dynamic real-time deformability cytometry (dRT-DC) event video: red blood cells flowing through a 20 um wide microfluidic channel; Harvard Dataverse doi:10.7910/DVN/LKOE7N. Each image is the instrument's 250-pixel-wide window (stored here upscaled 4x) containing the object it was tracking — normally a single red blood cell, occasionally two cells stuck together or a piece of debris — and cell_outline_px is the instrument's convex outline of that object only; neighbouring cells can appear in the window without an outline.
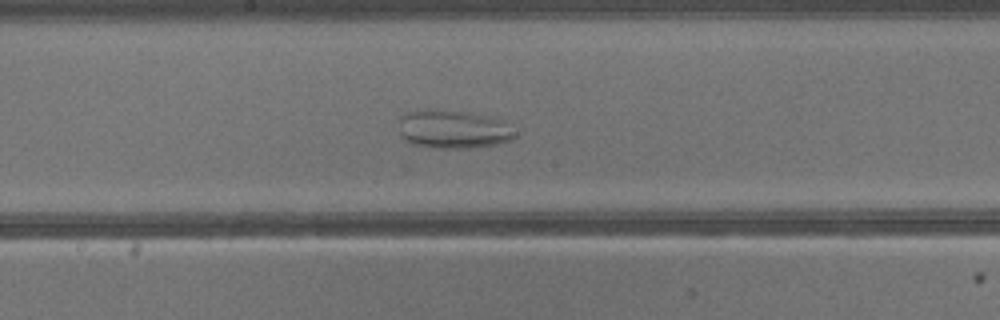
{"species": "common noctule bat (a hibernating species)", "species_latin": "Nyctalus noctula", "temperature_condition": "warm", "stored_images_in_passage": 31, "camera_frame_rate_fps": 3000, "um_per_image_px": 0.085, "animal": {"sex": "male", "body_mass_g": 13.3}, "frame": {"image": 1, "passage_image": 12, "time_ms": 3.667, "image_size_px": [1000, 320], "cell_outline_px": [[520, 132], [512, 140], [496, 144], [468, 148], [432, 148], [412, 144], [404, 140], [400, 136], [400, 116], [404, 112], [464, 112], [488, 116], [504, 120]], "centroid_in_image_um": [38.61, 11.03], "position_along_channel_um": 209.6, "area_um2": 25.78}}
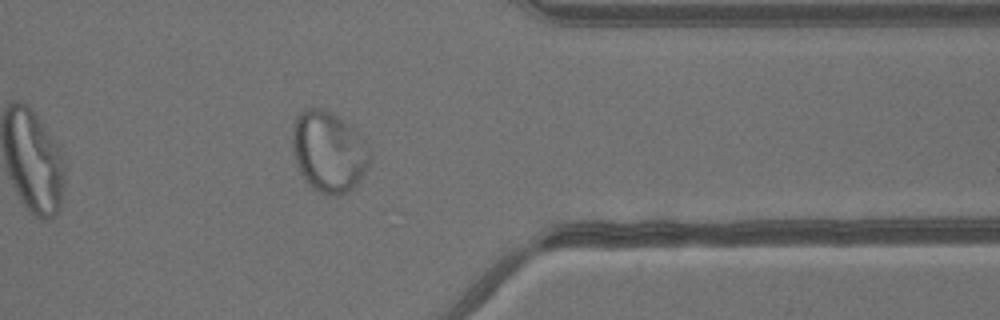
{"frame": {"image": 2, "passage_image": 23, "time_ms": 7.333, "image_size_px": [1000, 320], "cell_outline_px": [[372, 156], [368, 168], [356, 184], [352, 188], [336, 196], [328, 196], [312, 188], [304, 180], [300, 172], [292, 152], [292, 128], [296, 116], [304, 108], [320, 108], [344, 120], [356, 128]], "centroid_in_image_um": [27.92, 12.89], "position_along_channel_um": 383.5, "area_um2": 36.7}}
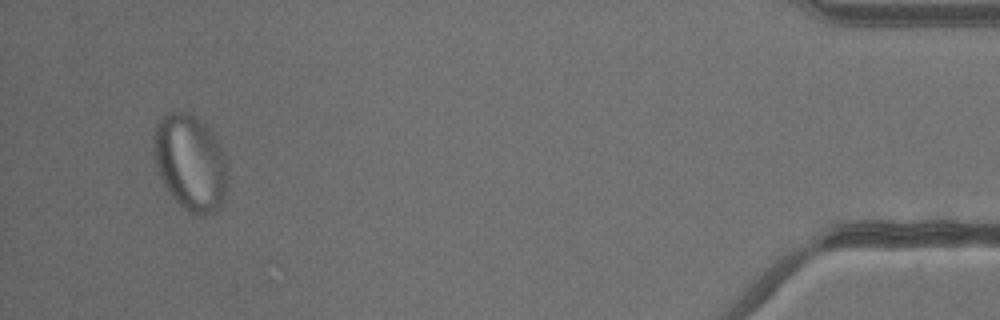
{"frame": {"image": 3, "passage_image": 29, "time_ms": 9.333, "image_size_px": [1000, 320], "cell_outline_px": [[228, 184], [224, 196], [220, 204], [212, 212], [204, 216], [200, 216], [188, 212], [172, 196], [164, 184], [160, 176], [152, 152], [152, 136], [156, 124], [168, 112], [188, 112], [204, 124], [212, 132], [224, 156], [228, 172]], "centroid_in_image_um": [16.16, 13.81], "position_along_channel_um": 419.0, "area_um2": 41.27}}